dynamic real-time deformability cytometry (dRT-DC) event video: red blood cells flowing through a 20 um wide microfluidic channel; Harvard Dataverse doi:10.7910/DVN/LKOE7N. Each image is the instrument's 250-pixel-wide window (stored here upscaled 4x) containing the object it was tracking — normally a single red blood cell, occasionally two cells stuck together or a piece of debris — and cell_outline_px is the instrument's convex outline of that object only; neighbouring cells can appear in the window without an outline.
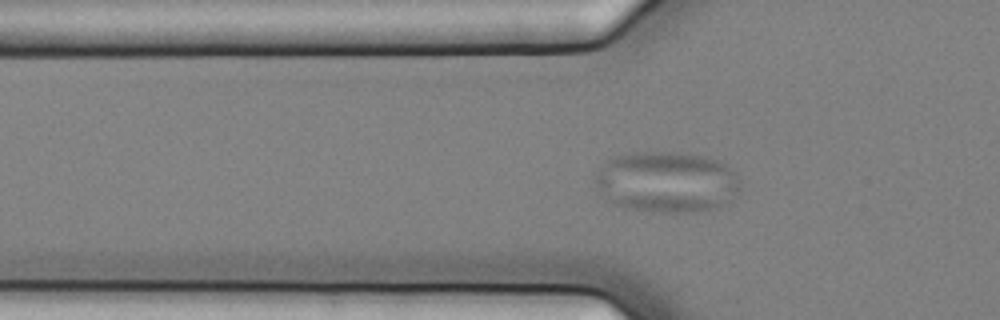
{"species": "common noctule bat (a hibernating species)", "species_latin": "Nyctalus noctula", "temperature_condition": "cold", "stored_images_in_passage": 43, "camera_frame_rate_fps": 3000, "um_per_image_px": 0.085, "animal": {"sex": "female", "body_mass_g": 25.1}, "frame": {"image": 1, "passage_image": 4, "time_ms": 1.0, "image_size_px": [1000, 320], "cell_outline_px": [[740, 192], [732, 200], [716, 208], [700, 212], [652, 212], [624, 208], [616, 204], [592, 180], [596, 172], [612, 156], [636, 152], [676, 152], [704, 156], [716, 160], [724, 164], [740, 180]], "centroid_in_image_um": [56.7, 15.47], "position_along_channel_um": 69.1, "area_um2": 51.62}}
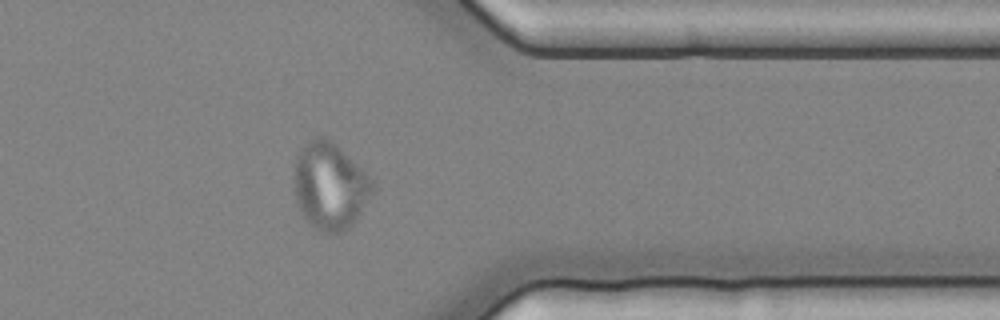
{"frame": {"image": 2, "passage_image": 31, "time_ms": 10.0, "image_size_px": [1000, 320], "cell_outline_px": [[376, 188], [356, 220], [344, 232], [324, 232], [308, 224], [300, 212], [292, 188], [296, 156], [308, 140], [316, 136], [324, 136], [336, 144], [368, 172]], "centroid_in_image_um": [28.04, 15.8], "position_along_channel_um": 383.4, "area_um2": 40.4}}
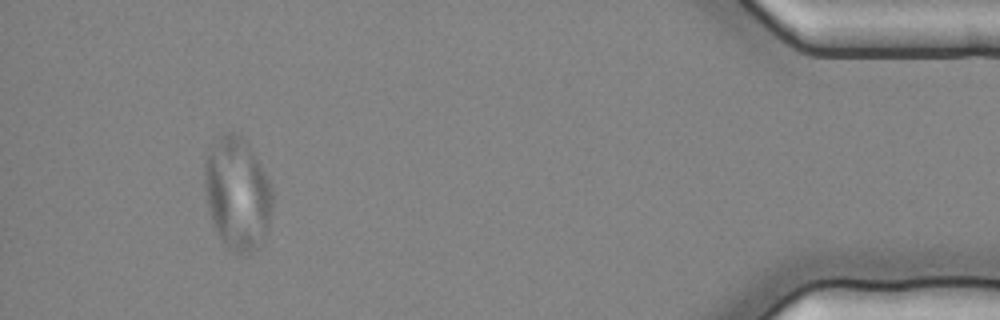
{"frame": {"image": 3, "passage_image": 38, "time_ms": 12.333, "image_size_px": [1000, 320], "cell_outline_px": [[272, 208], [268, 232], [260, 244], [256, 248], [248, 252], [232, 252], [228, 248], [216, 232], [212, 224], [208, 212], [204, 192], [204, 156], [208, 148], [216, 136], [220, 132], [232, 132], [252, 152], [264, 172], [272, 188]], "centroid_in_image_um": [20.12, 16.46], "position_along_channel_um": 415.1, "area_um2": 44.68}}